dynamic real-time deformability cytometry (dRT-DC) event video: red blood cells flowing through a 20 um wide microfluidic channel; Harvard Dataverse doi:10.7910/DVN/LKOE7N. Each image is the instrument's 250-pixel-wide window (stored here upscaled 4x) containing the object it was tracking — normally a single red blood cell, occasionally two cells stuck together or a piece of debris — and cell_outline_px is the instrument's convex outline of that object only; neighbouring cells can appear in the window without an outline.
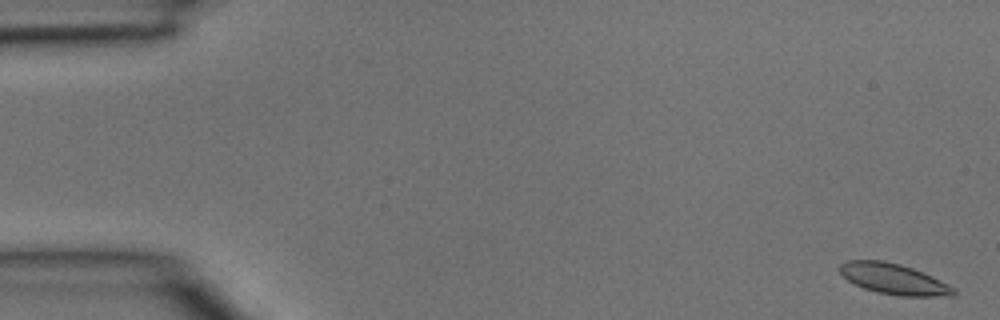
{"species": "common noctule bat (a hibernating species)", "species_latin": "Nyctalus noctula", "temperature_condition": "room temperature", "stored_images_in_passage": 41, "camera_frame_rate_fps": 3000, "um_per_image_px": 0.085, "animal": {"sex": "male", "body_mass_g": 15.6}, "frame": {"image": 1, "passage_image": 1, "time_ms": 0.0, "image_size_px": [1000, 320], "cell_outline_px": [[956, 296], [900, 296], [876, 292], [864, 288], [848, 280], [840, 272], [840, 264], [848, 260], [884, 260], [900, 264], [912, 268], [932, 276], [956, 288]], "centroid_in_image_um": [76.0, 23.72], "position_along_channel_um": 9.0, "area_um2": 20.35}}
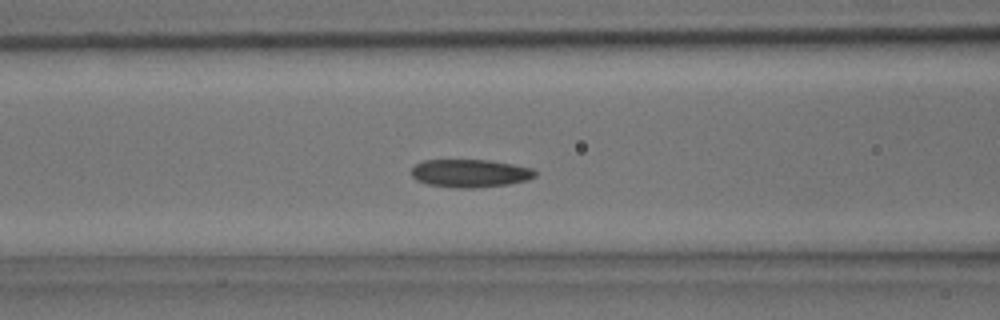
{"frame": {"image": 2, "passage_image": 16, "time_ms": 5.0, "image_size_px": [1000, 320], "cell_outline_px": [[536, 176], [528, 180], [508, 184], [472, 188], [456, 188], [428, 184], [416, 180], [412, 176], [412, 168], [416, 164], [424, 160], [492, 160], [532, 168], [536, 172]], "centroid_in_image_um": [39.97, 14.72], "position_along_channel_um": 126.6, "area_um2": 20.17}}
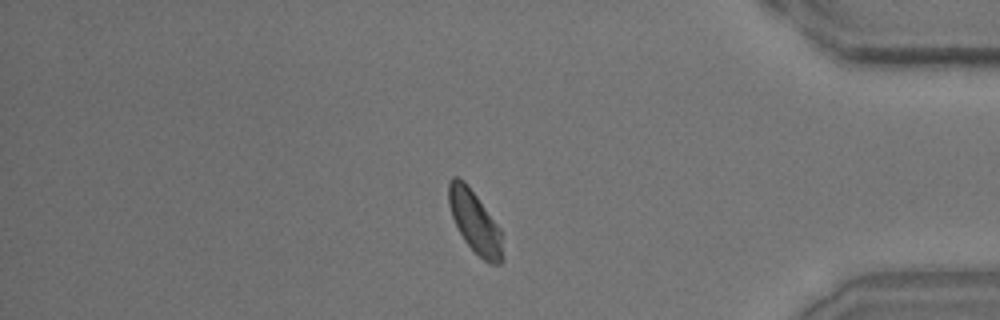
{"frame": {"image": 3, "passage_image": 34, "time_ms": 11.0, "image_size_px": [1000, 320], "cell_outline_px": [[504, 260], [500, 264], [488, 264], [464, 240], [452, 216], [448, 204], [448, 184], [452, 176], [456, 176], [464, 180], [468, 184], [500, 228], [504, 256]], "centroid_in_image_um": [40.37, 18.86], "position_along_channel_um": 394.8, "area_um2": 19.54}}